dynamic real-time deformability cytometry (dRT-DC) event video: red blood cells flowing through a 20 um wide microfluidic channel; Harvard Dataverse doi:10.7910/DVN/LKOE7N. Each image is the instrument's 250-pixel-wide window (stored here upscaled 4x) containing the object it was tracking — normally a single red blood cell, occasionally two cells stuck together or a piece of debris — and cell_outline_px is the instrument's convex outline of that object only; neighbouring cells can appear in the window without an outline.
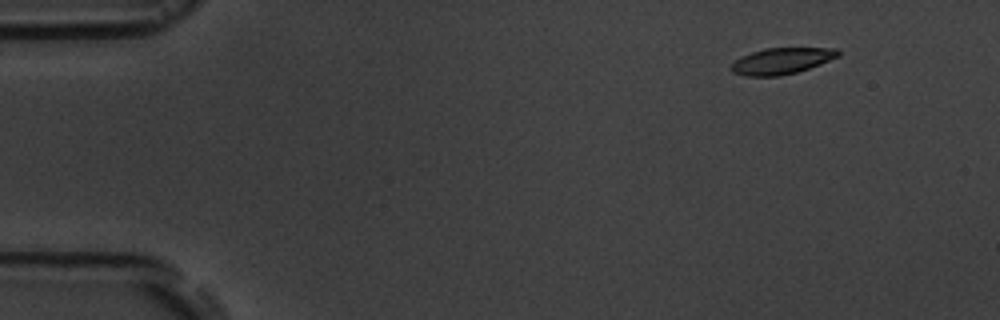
{"species": "common noctule bat (a hibernating species)", "species_latin": "Nyctalus noctula", "temperature_condition": "room temperature", "stored_images_in_passage": 5, "camera_frame_rate_fps": 3000, "um_per_image_px": 0.085, "animal": {"sex": "male", "body_mass_g": 19.5, "forearm_length_mm": 54.6}, "frame": {"image": 1, "passage_image": 2, "time_ms": 1.333, "image_size_px": [1000, 320], "cell_outline_px": [[840, 56], [820, 64], [796, 72], [780, 76], [744, 76], [732, 72], [732, 64], [736, 60], [752, 52], [764, 48], [836, 48], [840, 52]], "centroid_in_image_um": [66.46, 5.18], "position_along_channel_um": 18.5, "area_um2": 16.18}}
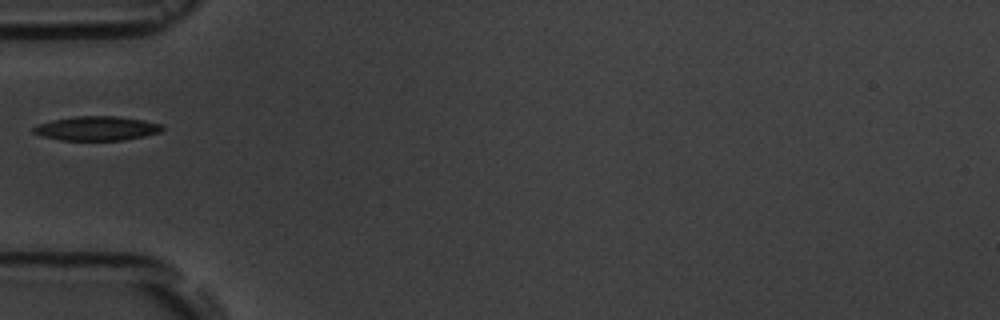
{"frame": {"image": 2, "passage_image": 5, "time_ms": 5.667, "image_size_px": [1000, 320], "cell_outline_px": [[164, 128], [160, 132], [144, 136], [124, 140], [60, 140], [44, 136], [32, 132], [32, 128], [36, 124], [52, 120], [76, 116], [116, 116], [144, 120], [164, 124]], "centroid_in_image_um": [8.24, 10.91], "position_along_channel_um": 76.8, "area_um2": 18.26}}